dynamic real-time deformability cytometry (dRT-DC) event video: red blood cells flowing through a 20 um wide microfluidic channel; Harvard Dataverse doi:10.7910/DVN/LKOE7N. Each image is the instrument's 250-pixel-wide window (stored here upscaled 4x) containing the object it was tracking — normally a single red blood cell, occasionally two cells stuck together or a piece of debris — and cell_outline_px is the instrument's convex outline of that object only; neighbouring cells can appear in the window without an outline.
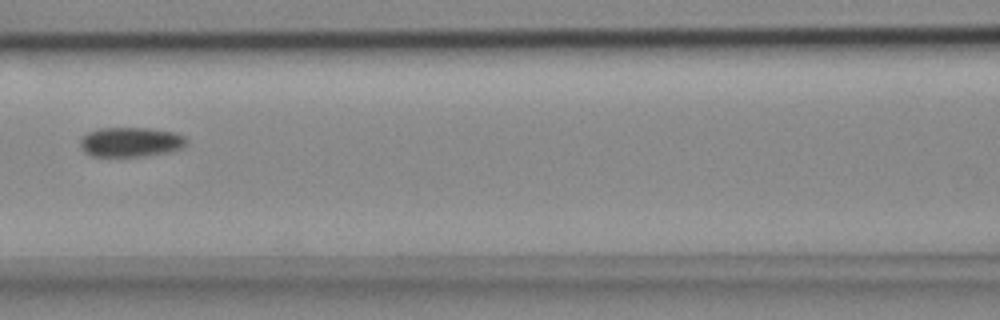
{"species": "common noctule bat (a hibernating species)", "species_latin": "Nyctalus noctula", "temperature_condition": "cold", "stored_images_in_passage": 8, "camera_frame_rate_fps": 3000, "um_per_image_px": 0.085, "animal": {"sex": "female", "body_mass_g": 18.4}, "frame": {"image": 1, "passage_image": 5, "time_ms": 1.333, "image_size_px": [1000, 320], "cell_outline_px": [[188, 140], [180, 148], [168, 152], [144, 156], [92, 156], [84, 152], [80, 144], [80, 140], [88, 132], [100, 128], [148, 128], [176, 132], [184, 136]], "centroid_in_image_um": [11.1, 12.07], "position_along_channel_um": 155.5, "area_um2": 18.26}}
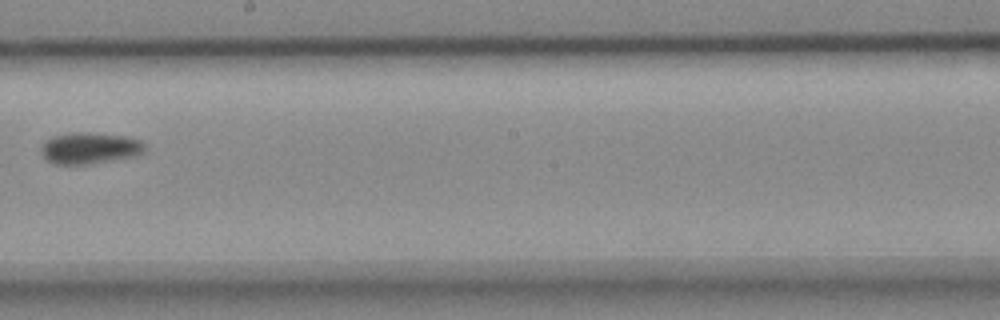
{"frame": {"image": 2, "passage_image": 7, "time_ms": 2.0, "image_size_px": [1000, 320], "cell_outline_px": [[144, 152], [132, 156], [88, 164], [56, 164], [48, 160], [40, 152], [40, 148], [44, 140], [52, 136], [76, 132], [88, 132], [128, 136], [140, 140], [144, 144]], "centroid_in_image_um": [7.59, 12.57], "position_along_channel_um": 240.6, "area_um2": 18.9}}
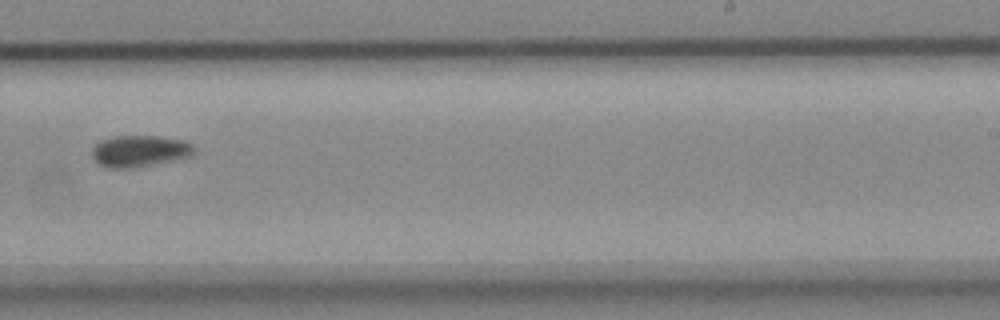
{"frame": {"image": 3, "passage_image": 8, "time_ms": 2.333, "image_size_px": [1000, 320], "cell_outline_px": [[196, 152], [192, 156], [132, 168], [108, 168], [100, 164], [92, 156], [92, 148], [100, 140], [112, 136], [160, 136], [184, 140], [192, 144], [196, 148]], "centroid_in_image_um": [11.89, 12.82], "position_along_channel_um": 277.1, "area_um2": 18.84}}